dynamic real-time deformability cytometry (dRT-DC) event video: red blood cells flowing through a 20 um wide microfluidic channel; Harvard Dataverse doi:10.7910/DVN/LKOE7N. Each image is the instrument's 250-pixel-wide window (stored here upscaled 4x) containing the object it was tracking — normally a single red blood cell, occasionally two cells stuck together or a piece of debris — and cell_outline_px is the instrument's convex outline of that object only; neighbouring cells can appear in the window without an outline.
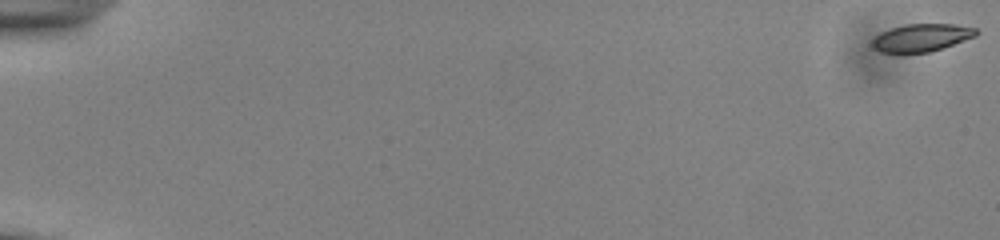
{"species": "common noctule bat (a hibernating species)", "species_latin": "Nyctalus noctula", "temperature_condition": "cold", "stored_images_in_passage": 56, "camera_frame_rate_fps": 3000, "um_per_image_px": 0.085, "animal": {"sex": "male", "body_mass_g": 13.0, "forearm_length_mm": 53.1}, "frame": {"image": 1, "passage_image": 1, "time_ms": 0.0, "image_size_px": [1000, 240], "cell_outline_px": [[980, 32], [976, 36], [944, 48], [928, 52], [880, 52], [872, 44], [872, 40], [880, 32], [904, 24], [952, 24], [976, 28]], "centroid_in_image_um": [78.37, 3.19], "position_along_channel_um": 6.6, "area_um2": 16.65}}
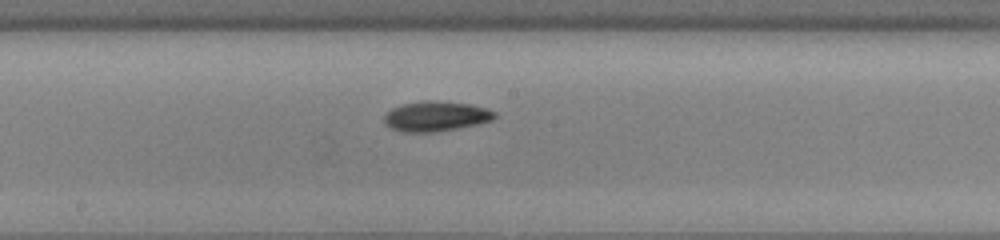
{"frame": {"image": 2, "passage_image": 32, "time_ms": 10.333, "image_size_px": [1000, 240], "cell_outline_px": [[496, 116], [492, 120], [480, 124], [432, 132], [400, 132], [384, 124], [384, 116], [392, 108], [404, 104], [424, 100], [428, 100], [472, 104], [496, 112]], "centroid_in_image_um": [37.05, 9.88], "position_along_channel_um": 211.2, "area_um2": 19.25}}
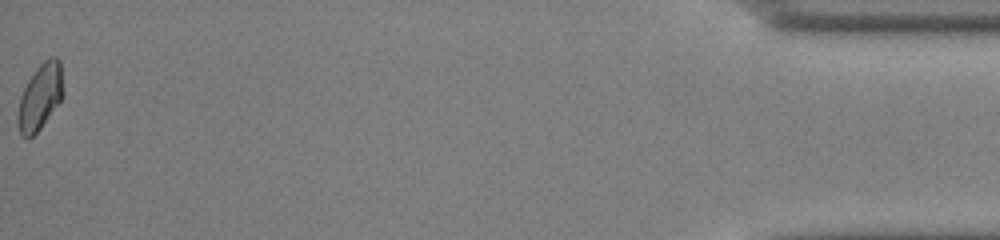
{"frame": {"image": 3, "passage_image": 56, "time_ms": 18.333, "image_size_px": [1000, 240], "cell_outline_px": [[64, 96], [40, 128], [28, 140], [20, 136], [16, 120], [16, 116], [20, 96], [28, 80], [40, 64], [44, 60], [52, 56], [56, 56], [60, 60], [64, 92]], "centroid_in_image_um": [3.4, 8.25], "position_along_channel_um": 431.8, "area_um2": 17.69}, "authors_computed_cell_mechanics": {"area_um2": 17.6868, "velocity_mm_per_s": 3.8535, "shape_relaxation_time_tau1_ms": 4.8242, "shape_relaxation_time_tau2_ms": null, "deformation_change_tau1": 0.0961, "deformation_change_tau2": null}}